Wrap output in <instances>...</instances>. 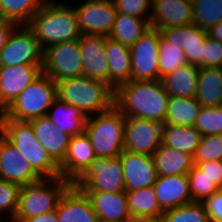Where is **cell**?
<instances>
[{
	"mask_svg": "<svg viewBox=\"0 0 222 222\" xmlns=\"http://www.w3.org/2000/svg\"><path fill=\"white\" fill-rule=\"evenodd\" d=\"M169 95L160 80H130L114 91V105L124 116L165 124Z\"/></svg>",
	"mask_w": 222,
	"mask_h": 222,
	"instance_id": "6da1fadb",
	"label": "cell"
},
{
	"mask_svg": "<svg viewBox=\"0 0 222 222\" xmlns=\"http://www.w3.org/2000/svg\"><path fill=\"white\" fill-rule=\"evenodd\" d=\"M27 26L43 50L56 43L80 39L82 35L75 7L59 0H45Z\"/></svg>",
	"mask_w": 222,
	"mask_h": 222,
	"instance_id": "7a4b0ae2",
	"label": "cell"
},
{
	"mask_svg": "<svg viewBox=\"0 0 222 222\" xmlns=\"http://www.w3.org/2000/svg\"><path fill=\"white\" fill-rule=\"evenodd\" d=\"M56 84L57 97L77 107L86 117L105 112L114 105V90L103 81L82 75Z\"/></svg>",
	"mask_w": 222,
	"mask_h": 222,
	"instance_id": "3957f363",
	"label": "cell"
},
{
	"mask_svg": "<svg viewBox=\"0 0 222 222\" xmlns=\"http://www.w3.org/2000/svg\"><path fill=\"white\" fill-rule=\"evenodd\" d=\"M1 130L4 137L30 162L31 168L40 178L60 177L59 166L36 140L28 121L3 117Z\"/></svg>",
	"mask_w": 222,
	"mask_h": 222,
	"instance_id": "277c9868",
	"label": "cell"
},
{
	"mask_svg": "<svg viewBox=\"0 0 222 222\" xmlns=\"http://www.w3.org/2000/svg\"><path fill=\"white\" fill-rule=\"evenodd\" d=\"M94 116L87 117L85 132L95 155L106 158L119 156L124 150L125 116L115 105Z\"/></svg>",
	"mask_w": 222,
	"mask_h": 222,
	"instance_id": "5b68a950",
	"label": "cell"
},
{
	"mask_svg": "<svg viewBox=\"0 0 222 222\" xmlns=\"http://www.w3.org/2000/svg\"><path fill=\"white\" fill-rule=\"evenodd\" d=\"M57 97V84L43 73L32 82L4 110V117L18 121H30L46 116L48 109Z\"/></svg>",
	"mask_w": 222,
	"mask_h": 222,
	"instance_id": "8992f818",
	"label": "cell"
},
{
	"mask_svg": "<svg viewBox=\"0 0 222 222\" xmlns=\"http://www.w3.org/2000/svg\"><path fill=\"white\" fill-rule=\"evenodd\" d=\"M70 185L62 177L41 178L37 182L22 185L14 218H30L54 211L59 198Z\"/></svg>",
	"mask_w": 222,
	"mask_h": 222,
	"instance_id": "52a82bcc",
	"label": "cell"
},
{
	"mask_svg": "<svg viewBox=\"0 0 222 222\" xmlns=\"http://www.w3.org/2000/svg\"><path fill=\"white\" fill-rule=\"evenodd\" d=\"M72 185L81 191L125 192L119 156L114 158L96 156Z\"/></svg>",
	"mask_w": 222,
	"mask_h": 222,
	"instance_id": "ba28073f",
	"label": "cell"
},
{
	"mask_svg": "<svg viewBox=\"0 0 222 222\" xmlns=\"http://www.w3.org/2000/svg\"><path fill=\"white\" fill-rule=\"evenodd\" d=\"M42 73L56 82L82 76L80 39L46 47L43 52Z\"/></svg>",
	"mask_w": 222,
	"mask_h": 222,
	"instance_id": "9c48e42d",
	"label": "cell"
},
{
	"mask_svg": "<svg viewBox=\"0 0 222 222\" xmlns=\"http://www.w3.org/2000/svg\"><path fill=\"white\" fill-rule=\"evenodd\" d=\"M43 52L28 26L18 25L0 50V66L43 65Z\"/></svg>",
	"mask_w": 222,
	"mask_h": 222,
	"instance_id": "30bf717a",
	"label": "cell"
},
{
	"mask_svg": "<svg viewBox=\"0 0 222 222\" xmlns=\"http://www.w3.org/2000/svg\"><path fill=\"white\" fill-rule=\"evenodd\" d=\"M161 31L150 27L131 47V80H158Z\"/></svg>",
	"mask_w": 222,
	"mask_h": 222,
	"instance_id": "8fae6325",
	"label": "cell"
},
{
	"mask_svg": "<svg viewBox=\"0 0 222 222\" xmlns=\"http://www.w3.org/2000/svg\"><path fill=\"white\" fill-rule=\"evenodd\" d=\"M75 11L82 35L109 36L117 13L113 0H85Z\"/></svg>",
	"mask_w": 222,
	"mask_h": 222,
	"instance_id": "7c38bea8",
	"label": "cell"
},
{
	"mask_svg": "<svg viewBox=\"0 0 222 222\" xmlns=\"http://www.w3.org/2000/svg\"><path fill=\"white\" fill-rule=\"evenodd\" d=\"M162 127L154 120L125 116L124 150L153 155L162 143Z\"/></svg>",
	"mask_w": 222,
	"mask_h": 222,
	"instance_id": "4fadbf2b",
	"label": "cell"
},
{
	"mask_svg": "<svg viewBox=\"0 0 222 222\" xmlns=\"http://www.w3.org/2000/svg\"><path fill=\"white\" fill-rule=\"evenodd\" d=\"M126 191L153 186L157 172L152 155L123 150L119 155Z\"/></svg>",
	"mask_w": 222,
	"mask_h": 222,
	"instance_id": "5bb4252c",
	"label": "cell"
},
{
	"mask_svg": "<svg viewBox=\"0 0 222 222\" xmlns=\"http://www.w3.org/2000/svg\"><path fill=\"white\" fill-rule=\"evenodd\" d=\"M42 66H0V106L4 110L40 76Z\"/></svg>",
	"mask_w": 222,
	"mask_h": 222,
	"instance_id": "9a60e30c",
	"label": "cell"
},
{
	"mask_svg": "<svg viewBox=\"0 0 222 222\" xmlns=\"http://www.w3.org/2000/svg\"><path fill=\"white\" fill-rule=\"evenodd\" d=\"M0 179L20 186L31 184L41 179L31 168L30 162L4 137L2 130Z\"/></svg>",
	"mask_w": 222,
	"mask_h": 222,
	"instance_id": "2e32d148",
	"label": "cell"
},
{
	"mask_svg": "<svg viewBox=\"0 0 222 222\" xmlns=\"http://www.w3.org/2000/svg\"><path fill=\"white\" fill-rule=\"evenodd\" d=\"M161 35L169 42L184 50L187 64L203 68V47L207 31L192 23L186 26L168 27Z\"/></svg>",
	"mask_w": 222,
	"mask_h": 222,
	"instance_id": "e0dca14e",
	"label": "cell"
},
{
	"mask_svg": "<svg viewBox=\"0 0 222 222\" xmlns=\"http://www.w3.org/2000/svg\"><path fill=\"white\" fill-rule=\"evenodd\" d=\"M193 23L192 0H152L150 27L159 31Z\"/></svg>",
	"mask_w": 222,
	"mask_h": 222,
	"instance_id": "ac0fdd59",
	"label": "cell"
},
{
	"mask_svg": "<svg viewBox=\"0 0 222 222\" xmlns=\"http://www.w3.org/2000/svg\"><path fill=\"white\" fill-rule=\"evenodd\" d=\"M105 35H81L83 75L109 85V65L105 56Z\"/></svg>",
	"mask_w": 222,
	"mask_h": 222,
	"instance_id": "d6986e66",
	"label": "cell"
},
{
	"mask_svg": "<svg viewBox=\"0 0 222 222\" xmlns=\"http://www.w3.org/2000/svg\"><path fill=\"white\" fill-rule=\"evenodd\" d=\"M95 157L94 149L86 132L70 137L65 158L59 165L60 177L72 184Z\"/></svg>",
	"mask_w": 222,
	"mask_h": 222,
	"instance_id": "ffe728a7",
	"label": "cell"
},
{
	"mask_svg": "<svg viewBox=\"0 0 222 222\" xmlns=\"http://www.w3.org/2000/svg\"><path fill=\"white\" fill-rule=\"evenodd\" d=\"M55 210L59 222H99L89 198L72 184L59 198Z\"/></svg>",
	"mask_w": 222,
	"mask_h": 222,
	"instance_id": "44dd1931",
	"label": "cell"
},
{
	"mask_svg": "<svg viewBox=\"0 0 222 222\" xmlns=\"http://www.w3.org/2000/svg\"><path fill=\"white\" fill-rule=\"evenodd\" d=\"M28 122L31 124L36 140L59 166L65 158L70 136L60 132L47 116H41Z\"/></svg>",
	"mask_w": 222,
	"mask_h": 222,
	"instance_id": "7402d4cb",
	"label": "cell"
},
{
	"mask_svg": "<svg viewBox=\"0 0 222 222\" xmlns=\"http://www.w3.org/2000/svg\"><path fill=\"white\" fill-rule=\"evenodd\" d=\"M153 188L163 212L193 202L187 174L157 176Z\"/></svg>",
	"mask_w": 222,
	"mask_h": 222,
	"instance_id": "603a6c76",
	"label": "cell"
},
{
	"mask_svg": "<svg viewBox=\"0 0 222 222\" xmlns=\"http://www.w3.org/2000/svg\"><path fill=\"white\" fill-rule=\"evenodd\" d=\"M89 198L92 208L99 221L129 222L131 217L126 199V193L105 191H82Z\"/></svg>",
	"mask_w": 222,
	"mask_h": 222,
	"instance_id": "cb8c5ba5",
	"label": "cell"
},
{
	"mask_svg": "<svg viewBox=\"0 0 222 222\" xmlns=\"http://www.w3.org/2000/svg\"><path fill=\"white\" fill-rule=\"evenodd\" d=\"M105 54L109 65V86L115 91L120 85L131 80L130 47L107 37Z\"/></svg>",
	"mask_w": 222,
	"mask_h": 222,
	"instance_id": "d4e9b609",
	"label": "cell"
},
{
	"mask_svg": "<svg viewBox=\"0 0 222 222\" xmlns=\"http://www.w3.org/2000/svg\"><path fill=\"white\" fill-rule=\"evenodd\" d=\"M62 133L70 137L85 132L87 117L75 106L56 97L46 115Z\"/></svg>",
	"mask_w": 222,
	"mask_h": 222,
	"instance_id": "484cf974",
	"label": "cell"
},
{
	"mask_svg": "<svg viewBox=\"0 0 222 222\" xmlns=\"http://www.w3.org/2000/svg\"><path fill=\"white\" fill-rule=\"evenodd\" d=\"M199 69L197 66L186 64L163 76L160 81L169 97H195Z\"/></svg>",
	"mask_w": 222,
	"mask_h": 222,
	"instance_id": "4316f807",
	"label": "cell"
},
{
	"mask_svg": "<svg viewBox=\"0 0 222 222\" xmlns=\"http://www.w3.org/2000/svg\"><path fill=\"white\" fill-rule=\"evenodd\" d=\"M157 176L187 174L193 167V156L162 143L153 153Z\"/></svg>",
	"mask_w": 222,
	"mask_h": 222,
	"instance_id": "83f0119b",
	"label": "cell"
},
{
	"mask_svg": "<svg viewBox=\"0 0 222 222\" xmlns=\"http://www.w3.org/2000/svg\"><path fill=\"white\" fill-rule=\"evenodd\" d=\"M195 98L203 107L222 105V68L199 69Z\"/></svg>",
	"mask_w": 222,
	"mask_h": 222,
	"instance_id": "f1b7e54d",
	"label": "cell"
},
{
	"mask_svg": "<svg viewBox=\"0 0 222 222\" xmlns=\"http://www.w3.org/2000/svg\"><path fill=\"white\" fill-rule=\"evenodd\" d=\"M201 133L194 126L163 124L162 144L194 155L201 141Z\"/></svg>",
	"mask_w": 222,
	"mask_h": 222,
	"instance_id": "f546056e",
	"label": "cell"
},
{
	"mask_svg": "<svg viewBox=\"0 0 222 222\" xmlns=\"http://www.w3.org/2000/svg\"><path fill=\"white\" fill-rule=\"evenodd\" d=\"M149 22L140 17L116 13L109 38L131 47L148 29Z\"/></svg>",
	"mask_w": 222,
	"mask_h": 222,
	"instance_id": "4dcf8cb0",
	"label": "cell"
},
{
	"mask_svg": "<svg viewBox=\"0 0 222 222\" xmlns=\"http://www.w3.org/2000/svg\"><path fill=\"white\" fill-rule=\"evenodd\" d=\"M131 219L157 217L163 214L153 186L134 191H125Z\"/></svg>",
	"mask_w": 222,
	"mask_h": 222,
	"instance_id": "1f68e13d",
	"label": "cell"
},
{
	"mask_svg": "<svg viewBox=\"0 0 222 222\" xmlns=\"http://www.w3.org/2000/svg\"><path fill=\"white\" fill-rule=\"evenodd\" d=\"M201 108L195 97H169L165 124L194 126Z\"/></svg>",
	"mask_w": 222,
	"mask_h": 222,
	"instance_id": "d6a6232c",
	"label": "cell"
},
{
	"mask_svg": "<svg viewBox=\"0 0 222 222\" xmlns=\"http://www.w3.org/2000/svg\"><path fill=\"white\" fill-rule=\"evenodd\" d=\"M45 0H0V17L15 25H27Z\"/></svg>",
	"mask_w": 222,
	"mask_h": 222,
	"instance_id": "836d02e7",
	"label": "cell"
},
{
	"mask_svg": "<svg viewBox=\"0 0 222 222\" xmlns=\"http://www.w3.org/2000/svg\"><path fill=\"white\" fill-rule=\"evenodd\" d=\"M186 64L187 60L184 50L175 44H169V42L161 35L159 46L158 80Z\"/></svg>",
	"mask_w": 222,
	"mask_h": 222,
	"instance_id": "e575fe53",
	"label": "cell"
},
{
	"mask_svg": "<svg viewBox=\"0 0 222 222\" xmlns=\"http://www.w3.org/2000/svg\"><path fill=\"white\" fill-rule=\"evenodd\" d=\"M193 23L208 31L222 20V0H192Z\"/></svg>",
	"mask_w": 222,
	"mask_h": 222,
	"instance_id": "d590c367",
	"label": "cell"
},
{
	"mask_svg": "<svg viewBox=\"0 0 222 222\" xmlns=\"http://www.w3.org/2000/svg\"><path fill=\"white\" fill-rule=\"evenodd\" d=\"M166 222H210L203 202L193 201L163 212Z\"/></svg>",
	"mask_w": 222,
	"mask_h": 222,
	"instance_id": "8d00e7d4",
	"label": "cell"
},
{
	"mask_svg": "<svg viewBox=\"0 0 222 222\" xmlns=\"http://www.w3.org/2000/svg\"><path fill=\"white\" fill-rule=\"evenodd\" d=\"M189 179V190L192 201L203 202L213 193L219 190V187L196 165H193L187 173Z\"/></svg>",
	"mask_w": 222,
	"mask_h": 222,
	"instance_id": "74e56055",
	"label": "cell"
},
{
	"mask_svg": "<svg viewBox=\"0 0 222 222\" xmlns=\"http://www.w3.org/2000/svg\"><path fill=\"white\" fill-rule=\"evenodd\" d=\"M194 127L202 136L222 134V105L201 108Z\"/></svg>",
	"mask_w": 222,
	"mask_h": 222,
	"instance_id": "f35d334b",
	"label": "cell"
},
{
	"mask_svg": "<svg viewBox=\"0 0 222 222\" xmlns=\"http://www.w3.org/2000/svg\"><path fill=\"white\" fill-rule=\"evenodd\" d=\"M222 160V134L202 136L193 155V164Z\"/></svg>",
	"mask_w": 222,
	"mask_h": 222,
	"instance_id": "ab89813d",
	"label": "cell"
},
{
	"mask_svg": "<svg viewBox=\"0 0 222 222\" xmlns=\"http://www.w3.org/2000/svg\"><path fill=\"white\" fill-rule=\"evenodd\" d=\"M20 188L16 183L0 179V221L3 220L2 215H7V220H13L18 208Z\"/></svg>",
	"mask_w": 222,
	"mask_h": 222,
	"instance_id": "60d3db41",
	"label": "cell"
},
{
	"mask_svg": "<svg viewBox=\"0 0 222 222\" xmlns=\"http://www.w3.org/2000/svg\"><path fill=\"white\" fill-rule=\"evenodd\" d=\"M117 13L144 18L149 22L152 0H113Z\"/></svg>",
	"mask_w": 222,
	"mask_h": 222,
	"instance_id": "b9f144b4",
	"label": "cell"
},
{
	"mask_svg": "<svg viewBox=\"0 0 222 222\" xmlns=\"http://www.w3.org/2000/svg\"><path fill=\"white\" fill-rule=\"evenodd\" d=\"M203 67L222 68V43L208 35L204 40Z\"/></svg>",
	"mask_w": 222,
	"mask_h": 222,
	"instance_id": "7bdbcfd3",
	"label": "cell"
},
{
	"mask_svg": "<svg viewBox=\"0 0 222 222\" xmlns=\"http://www.w3.org/2000/svg\"><path fill=\"white\" fill-rule=\"evenodd\" d=\"M210 222H222V189L203 201Z\"/></svg>",
	"mask_w": 222,
	"mask_h": 222,
	"instance_id": "ee69618b",
	"label": "cell"
},
{
	"mask_svg": "<svg viewBox=\"0 0 222 222\" xmlns=\"http://www.w3.org/2000/svg\"><path fill=\"white\" fill-rule=\"evenodd\" d=\"M196 166L222 189V160L199 162Z\"/></svg>",
	"mask_w": 222,
	"mask_h": 222,
	"instance_id": "f6af8a7d",
	"label": "cell"
},
{
	"mask_svg": "<svg viewBox=\"0 0 222 222\" xmlns=\"http://www.w3.org/2000/svg\"><path fill=\"white\" fill-rule=\"evenodd\" d=\"M14 222H59L56 210L30 218H13Z\"/></svg>",
	"mask_w": 222,
	"mask_h": 222,
	"instance_id": "bcb514c9",
	"label": "cell"
},
{
	"mask_svg": "<svg viewBox=\"0 0 222 222\" xmlns=\"http://www.w3.org/2000/svg\"><path fill=\"white\" fill-rule=\"evenodd\" d=\"M14 23L5 20L4 18L0 17V50L6 44L8 36L10 35L11 31L16 27Z\"/></svg>",
	"mask_w": 222,
	"mask_h": 222,
	"instance_id": "7dc6e473",
	"label": "cell"
},
{
	"mask_svg": "<svg viewBox=\"0 0 222 222\" xmlns=\"http://www.w3.org/2000/svg\"><path fill=\"white\" fill-rule=\"evenodd\" d=\"M207 35L214 40L222 43V20L213 25L208 31Z\"/></svg>",
	"mask_w": 222,
	"mask_h": 222,
	"instance_id": "c3c4849f",
	"label": "cell"
},
{
	"mask_svg": "<svg viewBox=\"0 0 222 222\" xmlns=\"http://www.w3.org/2000/svg\"><path fill=\"white\" fill-rule=\"evenodd\" d=\"M133 222H166V221H165V218L162 214L157 217L136 218V219H133Z\"/></svg>",
	"mask_w": 222,
	"mask_h": 222,
	"instance_id": "681fc988",
	"label": "cell"
},
{
	"mask_svg": "<svg viewBox=\"0 0 222 222\" xmlns=\"http://www.w3.org/2000/svg\"><path fill=\"white\" fill-rule=\"evenodd\" d=\"M3 117H4V109L0 106V129L2 128Z\"/></svg>",
	"mask_w": 222,
	"mask_h": 222,
	"instance_id": "f907efd6",
	"label": "cell"
},
{
	"mask_svg": "<svg viewBox=\"0 0 222 222\" xmlns=\"http://www.w3.org/2000/svg\"><path fill=\"white\" fill-rule=\"evenodd\" d=\"M0 222H14L12 220H6V218L4 220H1Z\"/></svg>",
	"mask_w": 222,
	"mask_h": 222,
	"instance_id": "816d5d0a",
	"label": "cell"
},
{
	"mask_svg": "<svg viewBox=\"0 0 222 222\" xmlns=\"http://www.w3.org/2000/svg\"><path fill=\"white\" fill-rule=\"evenodd\" d=\"M0 147H1V129H0Z\"/></svg>",
	"mask_w": 222,
	"mask_h": 222,
	"instance_id": "f5cc1de1",
	"label": "cell"
}]
</instances>
